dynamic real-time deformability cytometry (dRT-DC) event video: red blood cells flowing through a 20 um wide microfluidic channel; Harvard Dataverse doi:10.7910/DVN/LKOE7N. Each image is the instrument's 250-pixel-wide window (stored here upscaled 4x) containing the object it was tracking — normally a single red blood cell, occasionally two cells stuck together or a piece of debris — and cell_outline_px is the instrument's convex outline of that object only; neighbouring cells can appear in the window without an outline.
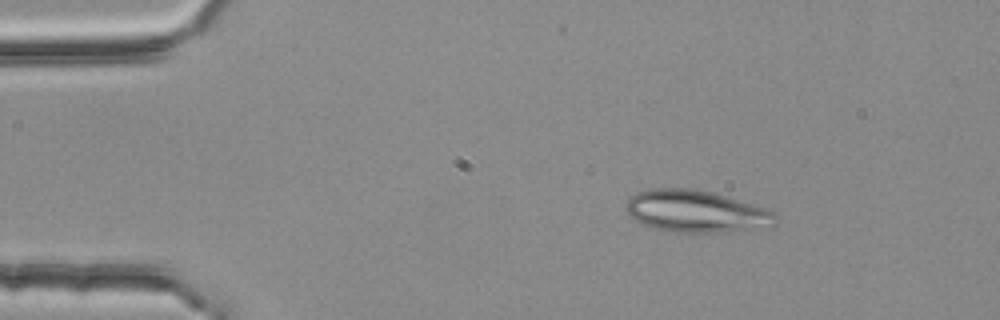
{"species": "common noctule bat (a hibernating species)", "species_latin": "Nyctalus noctula", "temperature_condition": "room temperature", "stored_images_in_passage": 3, "camera_frame_rate_fps": 3000, "um_per_image_px": 0.085, "animal": {"sex": "female", "body_mass_g": 25.1}, "frame": {"image": 1, "passage_image": 1, "time_ms": 0.0, "image_size_px": [1000, 320], "cell_outline_px": [[776, 224], [772, 228], [712, 232], [672, 232], [648, 228], [640, 224], [624, 208], [628, 200], [636, 192], [648, 188], [692, 188], [712, 192], [764, 208], [772, 212], [776, 216]], "centroid_in_image_um": [59.13, 17.97], "position_along_channel_um": 25.9, "area_um2": 36.82}}